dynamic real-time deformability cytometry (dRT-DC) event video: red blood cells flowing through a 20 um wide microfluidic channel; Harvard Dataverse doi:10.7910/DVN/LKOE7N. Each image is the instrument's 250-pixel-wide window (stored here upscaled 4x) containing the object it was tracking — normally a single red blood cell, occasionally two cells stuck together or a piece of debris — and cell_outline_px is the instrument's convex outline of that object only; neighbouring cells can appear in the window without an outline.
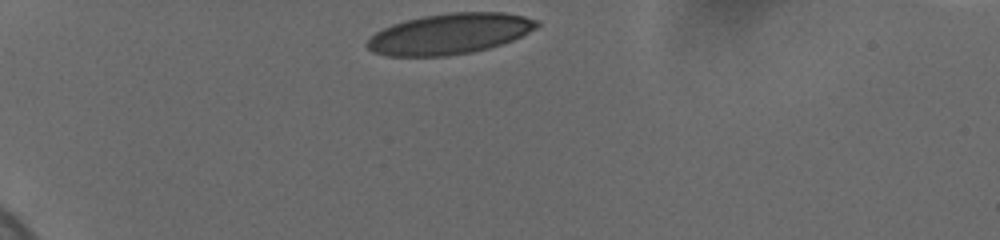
{"species": "human", "species_latin": "Homo sapiens", "temperature_condition": "cold", "stored_images_in_passage": 34, "camera_frame_rate_fps": 3000, "um_per_image_px": 0.085, "donor": {"sex": "female"}, "frame": {"image": 1, "passage_image": 1, "time_ms": 0.0, "image_size_px": [1000, 240], "cell_outline_px": [[540, 24], [536, 28], [512, 40], [488, 48], [472, 52], [448, 56], [384, 56], [372, 52], [364, 44], [376, 32], [392, 24], [404, 20], [424, 16], [452, 12], [504, 12], [524, 16], [540, 20]], "centroid_in_image_um": [38.21, 2.87], "position_along_channel_um": 46.8, "area_um2": 40.29}}
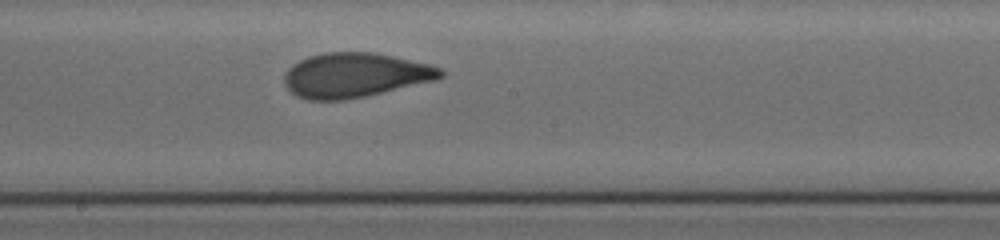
{"frame": {"image": 2, "passage_image": 19, "time_ms": 6.0, "image_size_px": [1000, 240], "cell_outline_px": [[444, 76], [436, 80], [364, 96], [344, 100], [308, 100], [296, 96], [284, 84], [284, 72], [292, 64], [308, 56], [324, 52], [372, 52], [392, 56], [428, 64], [440, 68], [444, 72]], "centroid_in_image_um": [30.13, 6.38], "position_along_channel_um": 218.1, "area_um2": 40.46}}
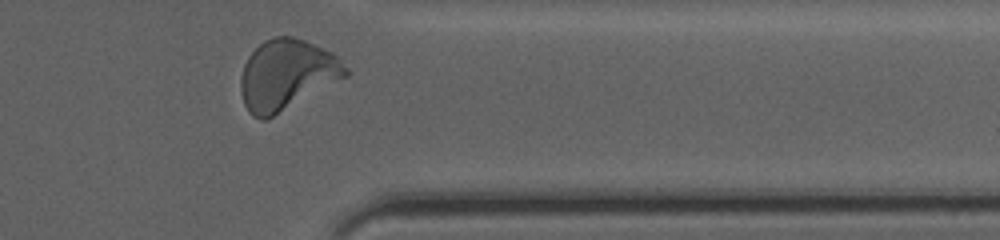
{"frame": {"image": 3, "passage_image": 33, "time_ms": 10.667, "image_size_px": [1000, 240], "cell_outline_px": [[348, 76], [272, 116], [264, 120], [260, 120], [252, 116], [248, 112], [244, 104], [240, 88], [240, 76], [244, 64], [248, 56], [264, 40], [276, 36], [292, 36], [304, 40], [332, 52], [348, 68]], "centroid_in_image_um": [24.35, 6.34], "position_along_channel_um": 387.1, "area_um2": 42.71}, "authors_computed_cell_mechanics": {"area_um2": 40.8357, "velocity_mm_per_s": 3.6721, "shape_relaxation_time_tau1_ms": 3.9265, "shape_relaxation_time_tau2_ms": 0.7745, "deformation_change_tau1": 0.1606, "deformation_change_tau2": 0.0712}}